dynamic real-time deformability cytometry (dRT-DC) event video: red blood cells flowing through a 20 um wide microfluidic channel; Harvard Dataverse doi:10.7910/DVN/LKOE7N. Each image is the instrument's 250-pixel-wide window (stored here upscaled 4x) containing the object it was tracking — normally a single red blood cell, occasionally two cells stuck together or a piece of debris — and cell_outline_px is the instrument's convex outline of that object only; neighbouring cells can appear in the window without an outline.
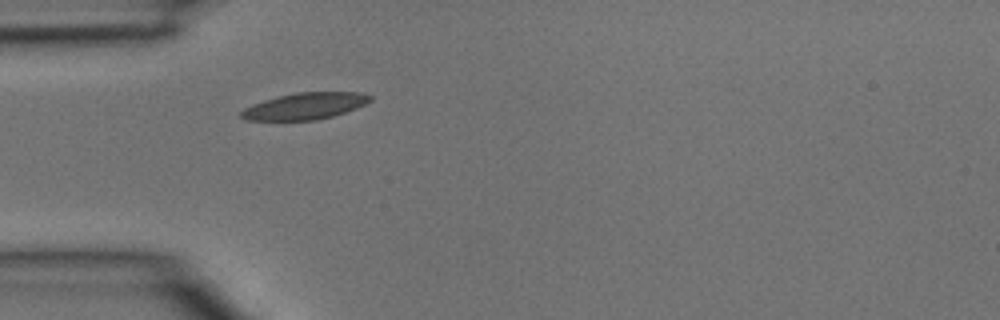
{"species": "common noctule bat (a hibernating species)", "species_latin": "Nyctalus noctula", "temperature_condition": "room temperature", "stored_images_in_passage": 3, "camera_frame_rate_fps": 3000, "um_per_image_px": 0.085, "animal": {"sex": "male", "body_mass_g": 15.6}, "frame": {"image": 1, "passage_image": 3, "time_ms": 0.667, "image_size_px": [1000, 320], "cell_outline_px": [[372, 100], [356, 108], [332, 116], [316, 120], [248, 120], [240, 116], [240, 112], [244, 108], [252, 104], [264, 100], [296, 92], [360, 92], [372, 96]], "centroid_in_image_um": [25.92, 9.01], "position_along_channel_um": 59.1, "area_um2": 19.83}}